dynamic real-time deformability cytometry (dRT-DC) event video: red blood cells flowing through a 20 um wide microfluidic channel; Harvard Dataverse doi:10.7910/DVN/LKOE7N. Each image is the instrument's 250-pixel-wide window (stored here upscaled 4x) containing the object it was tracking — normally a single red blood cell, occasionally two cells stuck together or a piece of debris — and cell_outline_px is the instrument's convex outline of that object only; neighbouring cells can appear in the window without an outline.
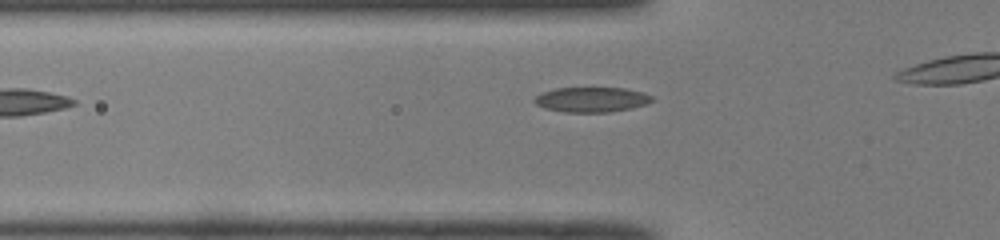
{"species": "common noctule bat (a hibernating species)", "species_latin": "Nyctalus noctula", "temperature_condition": "room temperature", "stored_images_in_passage": 28, "camera_frame_rate_fps": 3000, "um_per_image_px": 0.085, "animal": {"sex": "male", "body_mass_g": 19.0, "forearm_length_mm": 50.8}, "frame": {"image": 1, "passage_image": 4, "time_ms": 1.0, "image_size_px": [1000, 240], "cell_outline_px": [[652, 100], [644, 104], [632, 108], [608, 112], [564, 112], [544, 108], [536, 104], [532, 100], [536, 96], [544, 92], [556, 88], [624, 88], [644, 92], [652, 96]], "centroid_in_image_um": [50.26, 8.46], "position_along_channel_um": 75.5, "area_um2": 16.99}}
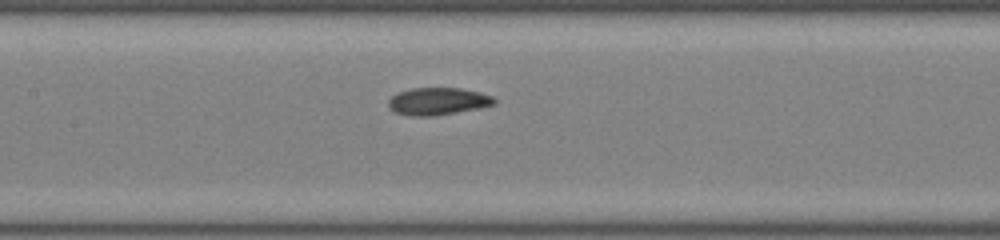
{"frame": {"image": 2, "passage_image": 11, "time_ms": 3.333, "image_size_px": [1000, 240], "cell_outline_px": [[496, 104], [476, 108], [432, 116], [412, 116], [396, 112], [388, 108], [388, 100], [396, 92], [412, 88], [460, 88], [480, 92], [492, 96], [496, 100]], "centroid_in_image_um": [37.18, 8.6], "position_along_channel_um": 170.2, "area_um2": 16.76}}
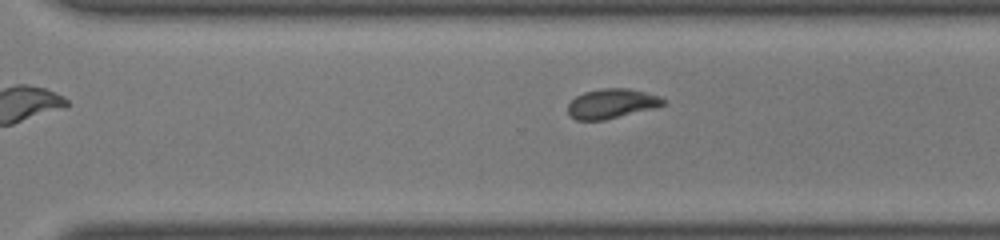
{"frame": {"image": 3, "passage_image": 22, "time_ms": 7.0, "image_size_px": [1000, 240], "cell_outline_px": [[668, 100], [664, 104], [656, 108], [604, 120], [576, 120], [568, 112], [568, 104], [576, 96], [584, 92], [600, 88], [628, 88], [660, 96]], "centroid_in_image_um": [52.02, 8.8], "position_along_channel_um": 318.6, "area_um2": 16.53}}